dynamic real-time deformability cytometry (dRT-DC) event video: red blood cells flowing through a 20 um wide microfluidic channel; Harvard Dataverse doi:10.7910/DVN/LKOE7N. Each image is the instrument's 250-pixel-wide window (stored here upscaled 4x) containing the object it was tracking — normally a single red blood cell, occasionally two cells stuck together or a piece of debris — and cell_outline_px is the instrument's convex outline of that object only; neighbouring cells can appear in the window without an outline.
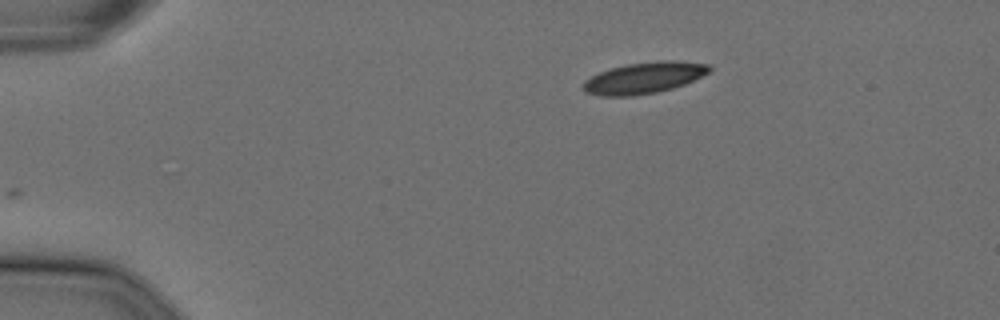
{"species": "Egyptian fruit bat (a non-hibernating species)", "species_latin": "Rousettus aegyptiacus", "temperature_condition": "cold", "stored_images_in_passage": 40, "camera_frame_rate_fps": 3000, "um_per_image_px": 0.085, "animal": {"sex": "female"}, "frame": {"image": 1, "passage_image": 1, "time_ms": 0.0, "image_size_px": [1000, 320], "cell_outline_px": [[712, 68], [708, 72], [684, 84], [672, 88], [656, 92], [632, 96], [600, 96], [584, 92], [580, 88], [584, 80], [600, 72], [612, 68], [628, 64], [660, 60], [672, 60], [708, 64]], "centroid_in_image_um": [54.69, 6.62], "position_along_channel_um": 30.3, "area_um2": 22.89}}
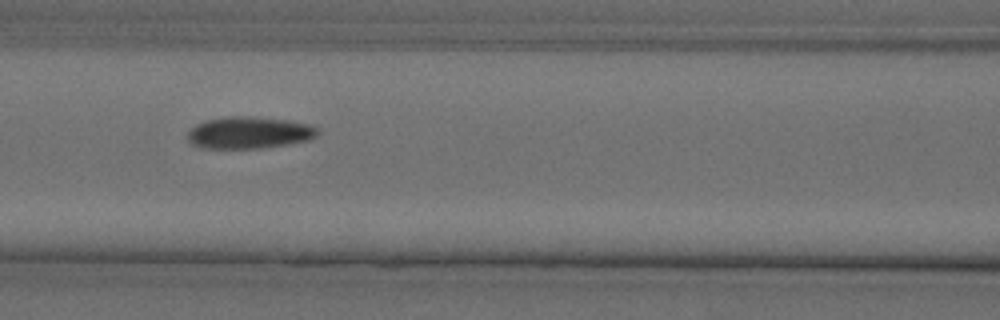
{"frame": {"image": 2, "passage_image": 16, "time_ms": 5.0, "image_size_px": [1000, 320], "cell_outline_px": [[320, 132], [316, 136], [308, 140], [288, 144], [260, 148], [200, 148], [192, 144], [188, 140], [188, 132], [196, 124], [204, 120], [224, 116], [248, 116], [288, 120], [312, 124], [320, 128]], "centroid_in_image_um": [21.2, 11.26], "position_along_channel_um": 145.4, "area_um2": 24.45}}
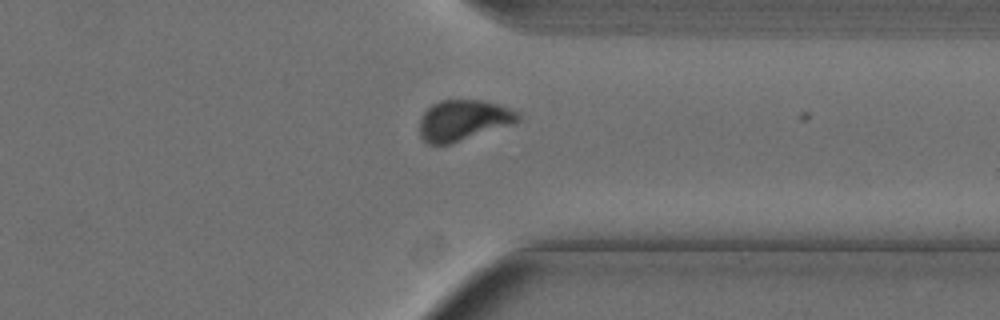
{"frame": {"image": 3, "passage_image": 35, "time_ms": 11.333, "image_size_px": [1000, 320], "cell_outline_px": [[520, 120], [516, 124], [448, 144], [428, 144], [420, 136], [420, 120], [424, 112], [432, 104], [440, 100], [484, 100], [500, 104], [516, 112], [520, 116]], "centroid_in_image_um": [39.41, 10.22], "position_along_channel_um": 372.0, "area_um2": 23.41}, "authors_computed_cell_mechanics": {"area_um2": 24.1026, "velocity_mm_per_s": 3.6057, "shape_relaxation_time_tau1_ms": 7.6734, "shape_relaxation_time_tau2_ms": 2.9218, "deformation_change_tau1": 0.173, "deformation_change_tau2": 0.0437}}